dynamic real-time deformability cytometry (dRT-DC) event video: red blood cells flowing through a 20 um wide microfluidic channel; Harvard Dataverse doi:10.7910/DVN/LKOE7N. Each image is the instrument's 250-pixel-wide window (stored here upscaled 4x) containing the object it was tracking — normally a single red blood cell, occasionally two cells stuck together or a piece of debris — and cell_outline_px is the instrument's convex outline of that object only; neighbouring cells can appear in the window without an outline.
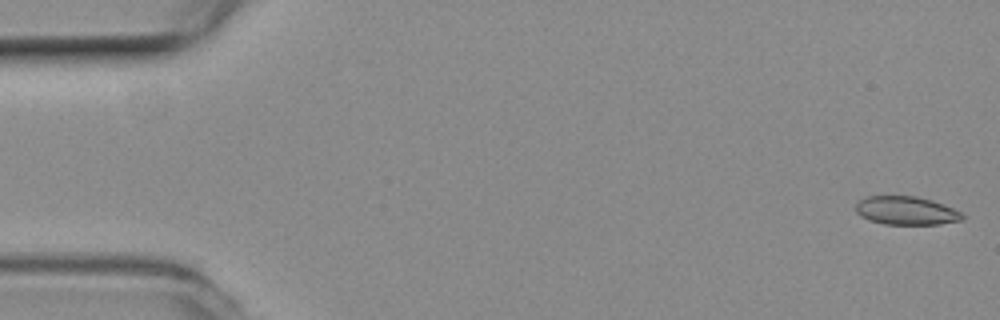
{"species": "common noctule bat (a hibernating species)", "species_latin": "Nyctalus noctula", "temperature_condition": "room temperature", "stored_images_in_passage": 53, "camera_frame_rate_fps": 3000, "um_per_image_px": 0.085, "animal": {"sex": "female", "body_mass_g": 19.3, "forearm_length_mm": 54.1}, "frame": {"image": 1, "passage_image": 1, "time_ms": 0.0, "image_size_px": [1000, 320], "cell_outline_px": [[964, 220], [940, 224], [884, 224], [868, 220], [860, 216], [856, 212], [856, 204], [860, 200], [868, 196], [916, 196], [932, 200], [952, 208], [960, 212], [964, 216]], "centroid_in_image_um": [77.02, 17.91], "position_along_channel_um": 8.0, "area_um2": 17.63}}
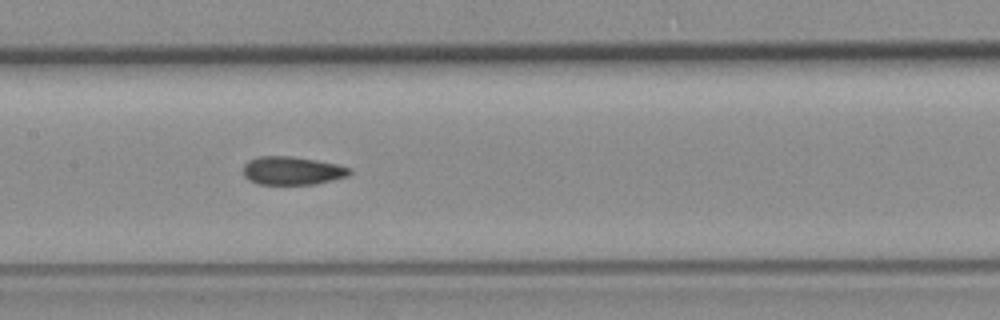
{"frame": {"image": 2, "passage_image": 25, "time_ms": 8.0, "image_size_px": [1000, 320], "cell_outline_px": [[352, 172], [348, 176], [316, 184], [256, 184], [248, 180], [244, 176], [244, 164], [248, 160], [260, 156], [292, 156], [316, 160], [336, 164], [352, 168]], "centroid_in_image_um": [24.84, 14.51], "position_along_channel_um": 182.6, "area_um2": 17.63}}
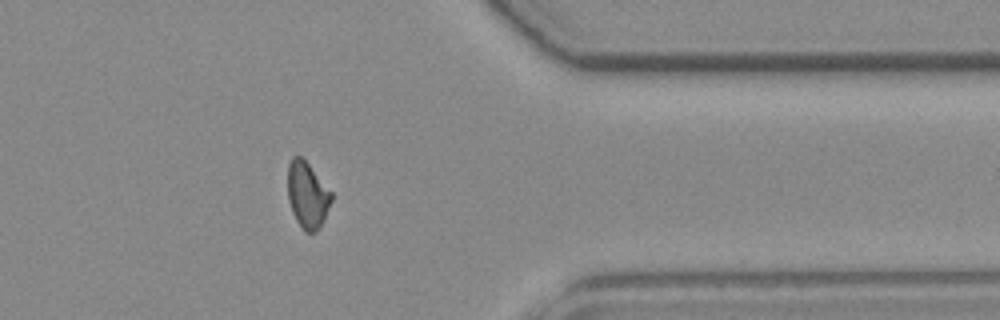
{"frame": {"image": 3, "passage_image": 42, "time_ms": 13.667, "image_size_px": [1000, 320], "cell_outline_px": [[332, 200], [324, 220], [320, 228], [316, 232], [304, 232], [296, 220], [292, 212], [288, 200], [288, 164], [292, 156], [300, 156], [308, 164], [332, 192]], "centroid_in_image_um": [26.12, 16.6], "position_along_channel_um": 385.3, "area_um2": 16.88}, "authors_computed_cell_mechanics": {"area_um2": 17.8024, "velocity_mm_per_s": 3.8887, "shape_relaxation_time_tau1_ms": null, "shape_relaxation_time_tau2_ms": 2.8016, "deformation_change_tau1": null, "deformation_change_tau2": 0.0779}}